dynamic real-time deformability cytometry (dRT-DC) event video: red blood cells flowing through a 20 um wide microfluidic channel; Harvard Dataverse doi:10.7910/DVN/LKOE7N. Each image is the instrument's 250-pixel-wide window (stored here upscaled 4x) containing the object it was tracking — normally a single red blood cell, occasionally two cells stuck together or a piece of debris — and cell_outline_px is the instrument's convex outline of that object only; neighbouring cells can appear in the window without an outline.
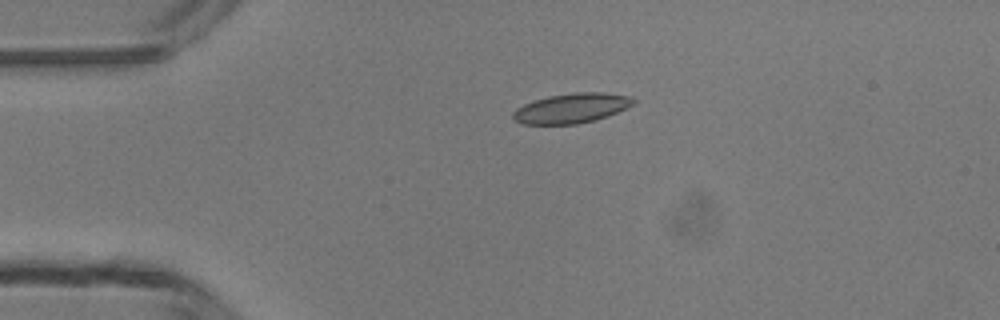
{"species": "common noctule bat (a hibernating species)", "species_latin": "Nyctalus noctula", "temperature_condition": "room temperature", "stored_images_in_passage": 4, "camera_frame_rate_fps": 3000, "um_per_image_px": 0.085, "animal": {"sex": "male", "body_mass_g": 13.3}, "frame": {"image": 1, "passage_image": 4, "time_ms": 3.333, "image_size_px": [1000, 320], "cell_outline_px": [[636, 100], [632, 104], [608, 116], [576, 124], [524, 124], [516, 120], [512, 116], [512, 112], [516, 108], [524, 104], [548, 96], [576, 92], [604, 92], [632, 96]], "centroid_in_image_um": [48.58, 9.18], "position_along_channel_um": 36.4, "area_um2": 20.69}}